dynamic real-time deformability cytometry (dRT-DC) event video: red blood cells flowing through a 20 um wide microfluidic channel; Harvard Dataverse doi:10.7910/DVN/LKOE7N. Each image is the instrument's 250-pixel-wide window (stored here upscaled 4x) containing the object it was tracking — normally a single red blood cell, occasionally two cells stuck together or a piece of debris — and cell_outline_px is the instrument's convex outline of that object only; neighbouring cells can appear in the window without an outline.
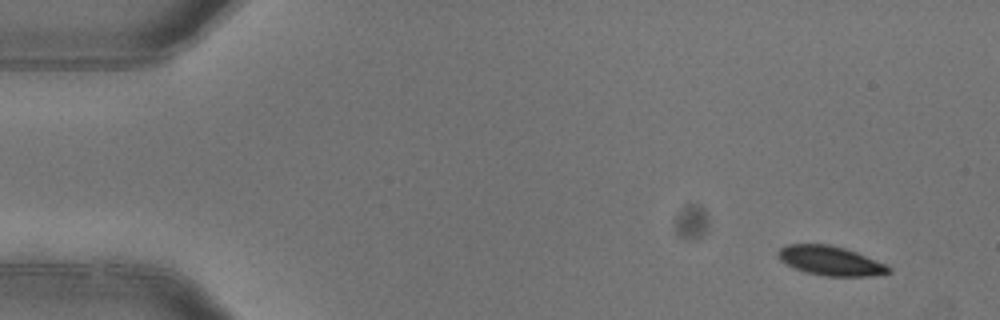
{"species": "common noctule bat (a hibernating species)", "species_latin": "Nyctalus noctula", "temperature_condition": "warm", "stored_images_in_passage": 3, "camera_frame_rate_fps": 3000, "um_per_image_px": 0.085, "animal": {"sex": "female"}, "frame": {"image": 1, "passage_image": 1, "time_ms": 0.0, "image_size_px": [1000, 320], "cell_outline_px": [[892, 272], [872, 276], [824, 276], [804, 272], [784, 264], [780, 260], [776, 252], [780, 248], [788, 244], [828, 244], [844, 248], [856, 252], [888, 264], [892, 268]], "centroid_in_image_um": [70.6, 22.17], "position_along_channel_um": 14.4, "area_um2": 19.19}}